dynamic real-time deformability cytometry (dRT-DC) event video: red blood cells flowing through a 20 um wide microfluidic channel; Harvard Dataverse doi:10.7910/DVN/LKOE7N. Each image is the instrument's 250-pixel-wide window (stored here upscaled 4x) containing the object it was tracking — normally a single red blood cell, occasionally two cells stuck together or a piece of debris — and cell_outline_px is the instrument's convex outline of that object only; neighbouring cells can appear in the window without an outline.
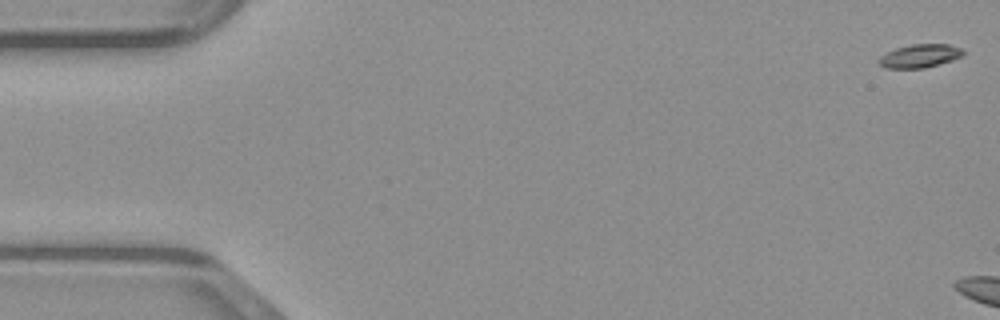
{"species": "common noctule bat (a hibernating species)", "species_latin": "Nyctalus noctula", "temperature_condition": "warm", "stored_images_in_passage": 11, "camera_frame_rate_fps": 3000, "um_per_image_px": 0.085, "animal": {"sex": "male", "body_mass_g": 23.1, "forearm_length_mm": 52.7}, "frame": {"image": 1, "passage_image": 1, "time_ms": 0.0, "image_size_px": [1000, 320], "cell_outline_px": [[964, 56], [940, 64], [924, 68], [884, 68], [876, 60], [884, 52], [896, 48], [912, 44], [948, 44], [960, 48], [964, 52]], "centroid_in_image_um": [78.15, 4.75], "position_along_channel_um": 6.8, "area_um2": 11.62}}